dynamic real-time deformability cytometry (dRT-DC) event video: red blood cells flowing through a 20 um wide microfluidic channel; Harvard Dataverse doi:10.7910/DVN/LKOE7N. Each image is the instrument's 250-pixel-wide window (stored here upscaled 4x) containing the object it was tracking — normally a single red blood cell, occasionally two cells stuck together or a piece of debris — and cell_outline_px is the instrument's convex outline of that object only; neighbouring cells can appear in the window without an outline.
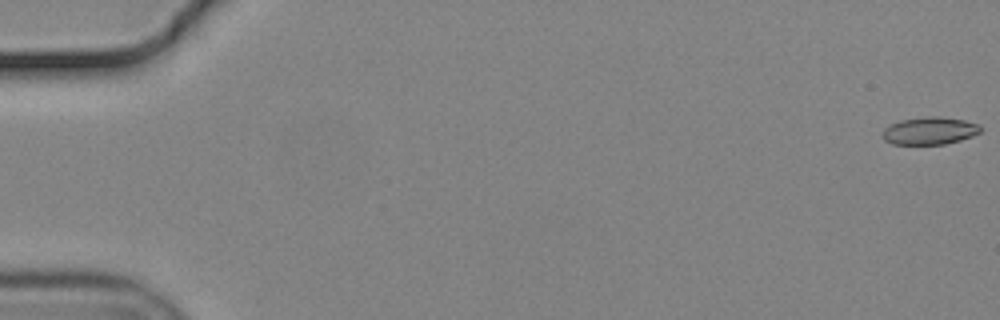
{"species": "common noctule bat (a hibernating species)", "species_latin": "Nyctalus noctula", "temperature_condition": "cold", "stored_images_in_passage": 57, "camera_frame_rate_fps": 3000, "um_per_image_px": 0.085, "animal": {"sex": "male", "body_mass_g": 19.2, "forearm_length_mm": 51.8}, "frame": {"image": 1, "passage_image": 1, "time_ms": 0.0, "image_size_px": [1000, 320], "cell_outline_px": [[980, 132], [972, 136], [960, 140], [944, 144], [892, 144], [884, 140], [884, 128], [900, 120], [928, 116], [936, 116], [964, 120], [980, 124]], "centroid_in_image_um": [79.04, 11.11], "position_along_channel_um": 6.0, "area_um2": 15.55}}
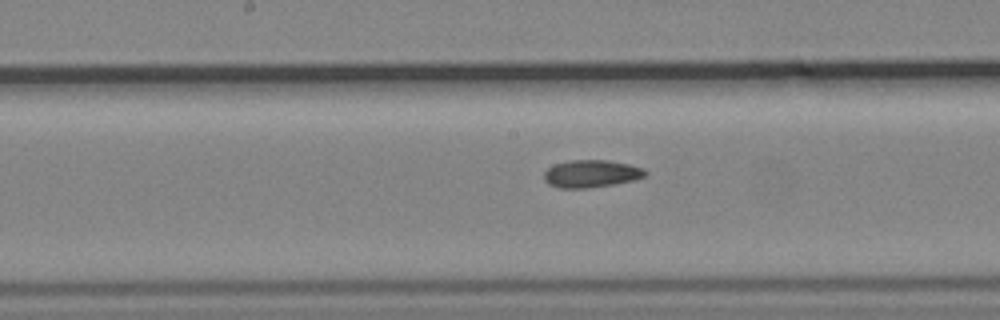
{"frame": {"image": 2, "passage_image": 30, "time_ms": 9.667, "image_size_px": [1000, 320], "cell_outline_px": [[648, 172], [644, 176], [632, 180], [616, 184], [588, 188], [560, 188], [548, 184], [544, 180], [544, 172], [548, 168], [556, 164], [568, 160], [608, 160], [628, 164], [644, 168]], "centroid_in_image_um": [50.25, 14.76], "position_along_channel_um": 198.0, "area_um2": 16.24}}
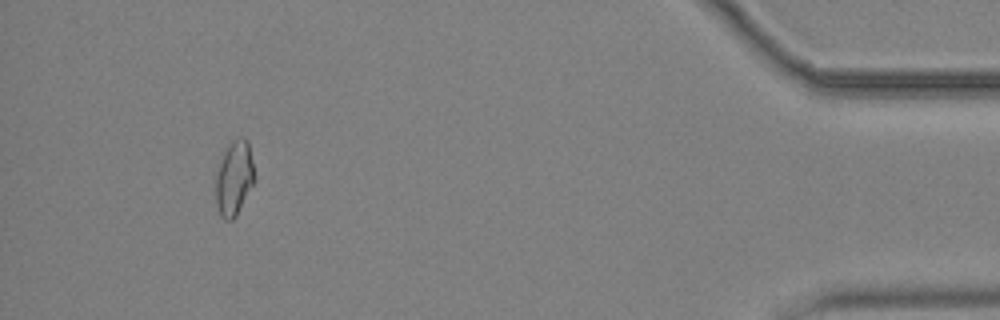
{"frame": {"image": 3, "passage_image": 53, "time_ms": 17.333, "image_size_px": [1000, 320], "cell_outline_px": [[256, 180], [236, 216], [232, 220], [224, 220], [220, 216], [216, 204], [212, 176], [224, 152], [232, 140], [244, 136], [248, 140]], "centroid_in_image_um": [19.86, 15.16], "position_along_channel_um": 415.3, "area_um2": 17.63}}